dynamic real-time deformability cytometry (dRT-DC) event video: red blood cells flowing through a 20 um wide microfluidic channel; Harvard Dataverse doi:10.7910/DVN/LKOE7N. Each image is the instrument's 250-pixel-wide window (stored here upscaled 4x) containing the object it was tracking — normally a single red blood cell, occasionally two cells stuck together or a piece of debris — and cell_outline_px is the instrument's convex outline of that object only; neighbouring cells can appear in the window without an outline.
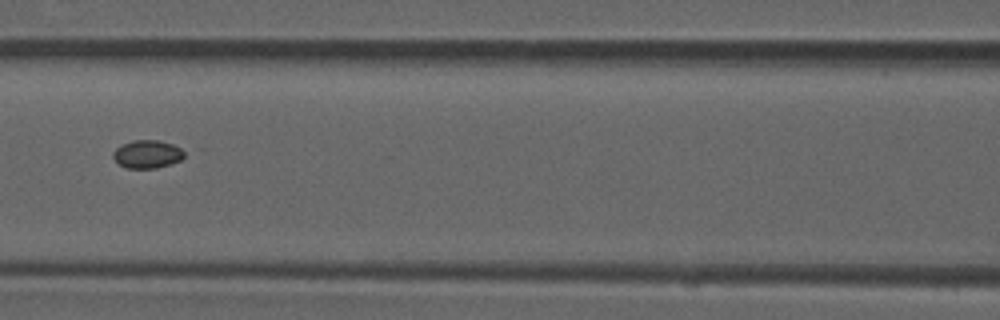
{"species": "common noctule bat (a hibernating species)", "species_latin": "Nyctalus noctula", "temperature_condition": "room temperature", "stored_images_in_passage": 8, "camera_frame_rate_fps": 3000, "um_per_image_px": 0.085, "animal": {"sex": "male", "forearm_length_mm": 52.5}, "frame": {"image": 1, "passage_image": 7, "time_ms": 2.0, "image_size_px": [1000, 320], "cell_outline_px": [[184, 156], [180, 160], [156, 168], [128, 168], [120, 164], [112, 156], [112, 152], [116, 148], [132, 140], [160, 140], [172, 144], [180, 148], [184, 152]], "centroid_in_image_um": [12.51, 13.09], "position_along_channel_um": 154.1, "area_um2": 11.44}}